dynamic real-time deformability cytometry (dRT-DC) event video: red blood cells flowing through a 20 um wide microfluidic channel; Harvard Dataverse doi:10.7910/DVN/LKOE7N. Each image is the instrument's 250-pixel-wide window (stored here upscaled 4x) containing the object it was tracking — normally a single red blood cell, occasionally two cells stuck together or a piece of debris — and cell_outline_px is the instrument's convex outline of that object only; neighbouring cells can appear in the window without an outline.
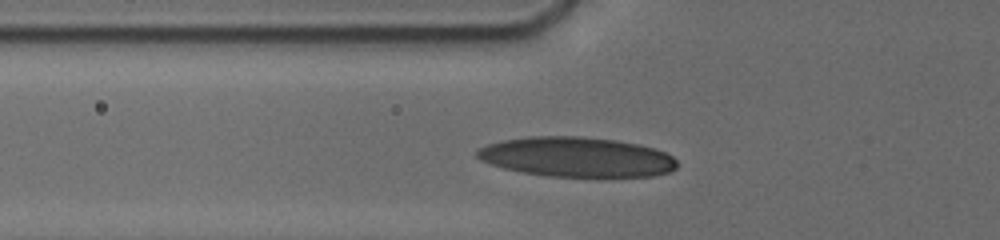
{"species": "human", "species_latin": "Homo sapiens", "temperature_condition": "cold", "stored_images_in_passage": 8, "camera_frame_rate_fps": 3000, "um_per_image_px": 0.085, "donor": {"sex": "male"}, "frame": {"image": 1, "passage_image": 6, "time_ms": 3.333, "image_size_px": [1000, 240], "cell_outline_px": [[676, 168], [668, 172], [652, 176], [548, 176], [520, 172], [504, 168], [480, 160], [476, 156], [476, 152], [480, 148], [488, 144], [504, 140], [528, 136], [576, 136], [616, 140], [636, 144], [652, 148], [664, 152], [672, 156], [676, 160]], "centroid_in_image_um": [48.98, 13.34], "position_along_channel_um": 76.8, "area_um2": 46.01}}
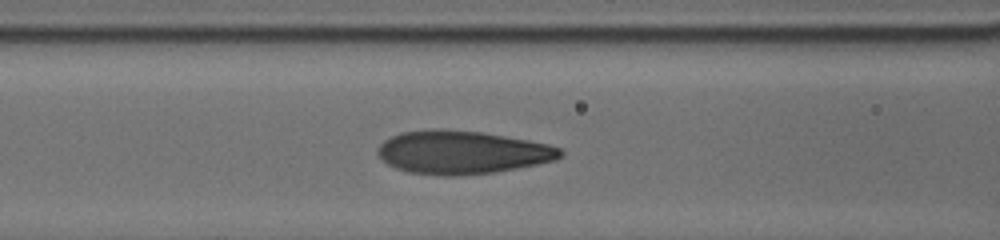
{"frame": {"image": 2, "passage_image": 8, "time_ms": 4.667, "image_size_px": [1000, 240], "cell_outline_px": [[564, 156], [556, 160], [496, 172], [460, 176], [444, 176], [408, 172], [396, 168], [388, 164], [376, 152], [376, 148], [384, 140], [400, 132], [432, 128], [440, 128], [480, 132], [528, 140], [548, 144], [560, 148], [564, 152]], "centroid_in_image_um": [39.27, 12.94], "position_along_channel_um": 127.3, "area_um2": 46.24}}